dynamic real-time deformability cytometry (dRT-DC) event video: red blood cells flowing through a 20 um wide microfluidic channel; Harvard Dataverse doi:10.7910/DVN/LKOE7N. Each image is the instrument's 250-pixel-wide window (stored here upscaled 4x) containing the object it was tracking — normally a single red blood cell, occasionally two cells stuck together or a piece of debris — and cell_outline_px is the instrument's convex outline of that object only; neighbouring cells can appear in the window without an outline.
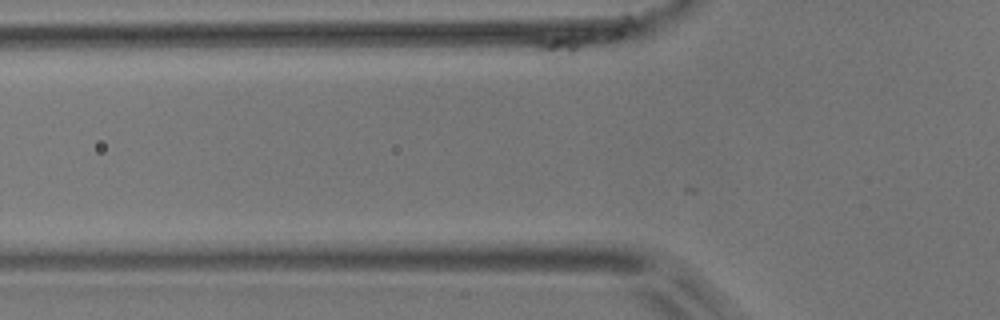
{"species": "common noctule bat (a hibernating species)", "species_latin": "Nyctalus noctula", "temperature_condition": "room temperature", "stored_images_in_passage": 8, "camera_frame_rate_fps": 3000, "um_per_image_px": 0.085, "animal": {"sex": "male", "body_mass_g": 17.9}, "frame": {"image": 1, "passage_image": 2, "time_ms": 0.333, "image_size_px": [1000, 320], "cell_outline_px": [[624, 32], [620, 36], [576, 60], [552, 60], [528, 40], [536, 36], [588, 32]], "centroid_in_image_um": [48.64, 3.75], "position_along_channel_um": 77.2, "area_um2": 12.02}}